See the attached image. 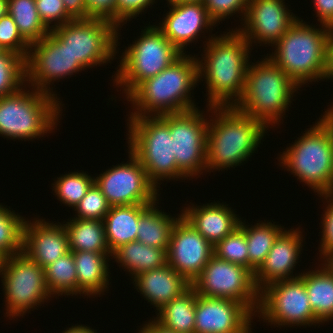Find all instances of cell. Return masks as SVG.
<instances>
[{"label": "cell", "instance_id": "obj_11", "mask_svg": "<svg viewBox=\"0 0 333 333\" xmlns=\"http://www.w3.org/2000/svg\"><path fill=\"white\" fill-rule=\"evenodd\" d=\"M117 29L109 20L89 18L75 19L50 31L62 43H66L72 57L87 70L117 59L121 32Z\"/></svg>", "mask_w": 333, "mask_h": 333}, {"label": "cell", "instance_id": "obj_1", "mask_svg": "<svg viewBox=\"0 0 333 333\" xmlns=\"http://www.w3.org/2000/svg\"><path fill=\"white\" fill-rule=\"evenodd\" d=\"M231 30L209 35L205 54L197 58L198 82L205 79L209 107L234 106L243 96L252 49L237 27Z\"/></svg>", "mask_w": 333, "mask_h": 333}, {"label": "cell", "instance_id": "obj_5", "mask_svg": "<svg viewBox=\"0 0 333 333\" xmlns=\"http://www.w3.org/2000/svg\"><path fill=\"white\" fill-rule=\"evenodd\" d=\"M303 21L298 18L272 46L274 52L269 56L267 54V57L300 87L306 83L327 80L326 51L329 27L319 24L318 28Z\"/></svg>", "mask_w": 333, "mask_h": 333}, {"label": "cell", "instance_id": "obj_19", "mask_svg": "<svg viewBox=\"0 0 333 333\" xmlns=\"http://www.w3.org/2000/svg\"><path fill=\"white\" fill-rule=\"evenodd\" d=\"M254 316L246 305L235 300L197 295L195 333H252Z\"/></svg>", "mask_w": 333, "mask_h": 333}, {"label": "cell", "instance_id": "obj_3", "mask_svg": "<svg viewBox=\"0 0 333 333\" xmlns=\"http://www.w3.org/2000/svg\"><path fill=\"white\" fill-rule=\"evenodd\" d=\"M197 57L184 53L159 74L140 83L126 97L133 108L129 115L160 116L199 108L190 92L199 83Z\"/></svg>", "mask_w": 333, "mask_h": 333}, {"label": "cell", "instance_id": "obj_42", "mask_svg": "<svg viewBox=\"0 0 333 333\" xmlns=\"http://www.w3.org/2000/svg\"><path fill=\"white\" fill-rule=\"evenodd\" d=\"M37 11L44 25L53 30L73 19L66 13L62 0H35ZM54 24V25H52ZM51 25V26H50Z\"/></svg>", "mask_w": 333, "mask_h": 333}, {"label": "cell", "instance_id": "obj_2", "mask_svg": "<svg viewBox=\"0 0 333 333\" xmlns=\"http://www.w3.org/2000/svg\"><path fill=\"white\" fill-rule=\"evenodd\" d=\"M206 107L212 118L207 130V172L241 166L264 141L268 128L234 106Z\"/></svg>", "mask_w": 333, "mask_h": 333}, {"label": "cell", "instance_id": "obj_53", "mask_svg": "<svg viewBox=\"0 0 333 333\" xmlns=\"http://www.w3.org/2000/svg\"><path fill=\"white\" fill-rule=\"evenodd\" d=\"M8 0H0V18L7 14Z\"/></svg>", "mask_w": 333, "mask_h": 333}, {"label": "cell", "instance_id": "obj_49", "mask_svg": "<svg viewBox=\"0 0 333 333\" xmlns=\"http://www.w3.org/2000/svg\"><path fill=\"white\" fill-rule=\"evenodd\" d=\"M137 333H177L174 330L160 324L154 317L141 326Z\"/></svg>", "mask_w": 333, "mask_h": 333}, {"label": "cell", "instance_id": "obj_12", "mask_svg": "<svg viewBox=\"0 0 333 333\" xmlns=\"http://www.w3.org/2000/svg\"><path fill=\"white\" fill-rule=\"evenodd\" d=\"M257 316L268 325L279 328L322 324L314 316L301 277L276 281L263 287L259 291Z\"/></svg>", "mask_w": 333, "mask_h": 333}, {"label": "cell", "instance_id": "obj_43", "mask_svg": "<svg viewBox=\"0 0 333 333\" xmlns=\"http://www.w3.org/2000/svg\"><path fill=\"white\" fill-rule=\"evenodd\" d=\"M319 197L325 199L326 205L325 210L322 213L323 217L321 220V242L320 247L318 248L320 254L319 256L322 259L326 254L333 251V191L320 194ZM324 197V198H323Z\"/></svg>", "mask_w": 333, "mask_h": 333}, {"label": "cell", "instance_id": "obj_7", "mask_svg": "<svg viewBox=\"0 0 333 333\" xmlns=\"http://www.w3.org/2000/svg\"><path fill=\"white\" fill-rule=\"evenodd\" d=\"M29 89L24 85L15 94L0 97L1 137L31 141L57 129L64 104L45 92Z\"/></svg>", "mask_w": 333, "mask_h": 333}, {"label": "cell", "instance_id": "obj_17", "mask_svg": "<svg viewBox=\"0 0 333 333\" xmlns=\"http://www.w3.org/2000/svg\"><path fill=\"white\" fill-rule=\"evenodd\" d=\"M213 255L214 246L181 216L171 232L167 264L192 284Z\"/></svg>", "mask_w": 333, "mask_h": 333}, {"label": "cell", "instance_id": "obj_28", "mask_svg": "<svg viewBox=\"0 0 333 333\" xmlns=\"http://www.w3.org/2000/svg\"><path fill=\"white\" fill-rule=\"evenodd\" d=\"M120 266L135 277L137 274L159 269L167 264V251L150 247L140 241L129 242L116 249L111 256Z\"/></svg>", "mask_w": 333, "mask_h": 333}, {"label": "cell", "instance_id": "obj_37", "mask_svg": "<svg viewBox=\"0 0 333 333\" xmlns=\"http://www.w3.org/2000/svg\"><path fill=\"white\" fill-rule=\"evenodd\" d=\"M54 181L52 183V191L54 190L56 199L62 202L64 206L74 209L94 183V176L91 177V175L83 171H74L63 174Z\"/></svg>", "mask_w": 333, "mask_h": 333}, {"label": "cell", "instance_id": "obj_36", "mask_svg": "<svg viewBox=\"0 0 333 333\" xmlns=\"http://www.w3.org/2000/svg\"><path fill=\"white\" fill-rule=\"evenodd\" d=\"M26 83V59L18 53H0V97L18 92Z\"/></svg>", "mask_w": 333, "mask_h": 333}, {"label": "cell", "instance_id": "obj_52", "mask_svg": "<svg viewBox=\"0 0 333 333\" xmlns=\"http://www.w3.org/2000/svg\"><path fill=\"white\" fill-rule=\"evenodd\" d=\"M323 260V261H322ZM322 265H324L333 274V251L326 254L322 259Z\"/></svg>", "mask_w": 333, "mask_h": 333}, {"label": "cell", "instance_id": "obj_55", "mask_svg": "<svg viewBox=\"0 0 333 333\" xmlns=\"http://www.w3.org/2000/svg\"><path fill=\"white\" fill-rule=\"evenodd\" d=\"M3 260H4V256L0 253V271L2 269Z\"/></svg>", "mask_w": 333, "mask_h": 333}, {"label": "cell", "instance_id": "obj_6", "mask_svg": "<svg viewBox=\"0 0 333 333\" xmlns=\"http://www.w3.org/2000/svg\"><path fill=\"white\" fill-rule=\"evenodd\" d=\"M316 121L278 155V162L318 196L333 191V131L321 118Z\"/></svg>", "mask_w": 333, "mask_h": 333}, {"label": "cell", "instance_id": "obj_14", "mask_svg": "<svg viewBox=\"0 0 333 333\" xmlns=\"http://www.w3.org/2000/svg\"><path fill=\"white\" fill-rule=\"evenodd\" d=\"M191 286L197 295L209 298H227L246 305L256 314L259 290L254 273L241 265L213 255Z\"/></svg>", "mask_w": 333, "mask_h": 333}, {"label": "cell", "instance_id": "obj_32", "mask_svg": "<svg viewBox=\"0 0 333 333\" xmlns=\"http://www.w3.org/2000/svg\"><path fill=\"white\" fill-rule=\"evenodd\" d=\"M241 218L239 227L244 231L249 255V269L254 273L264 262L284 226L264 220L254 225H247Z\"/></svg>", "mask_w": 333, "mask_h": 333}, {"label": "cell", "instance_id": "obj_16", "mask_svg": "<svg viewBox=\"0 0 333 333\" xmlns=\"http://www.w3.org/2000/svg\"><path fill=\"white\" fill-rule=\"evenodd\" d=\"M129 160L116 164L97 177L94 183L110 206L152 204L160 200L159 190L149 179L137 157L128 150Z\"/></svg>", "mask_w": 333, "mask_h": 333}, {"label": "cell", "instance_id": "obj_54", "mask_svg": "<svg viewBox=\"0 0 333 333\" xmlns=\"http://www.w3.org/2000/svg\"><path fill=\"white\" fill-rule=\"evenodd\" d=\"M167 3L203 2V0H166Z\"/></svg>", "mask_w": 333, "mask_h": 333}, {"label": "cell", "instance_id": "obj_46", "mask_svg": "<svg viewBox=\"0 0 333 333\" xmlns=\"http://www.w3.org/2000/svg\"><path fill=\"white\" fill-rule=\"evenodd\" d=\"M313 4L320 25L333 27V0H313Z\"/></svg>", "mask_w": 333, "mask_h": 333}, {"label": "cell", "instance_id": "obj_33", "mask_svg": "<svg viewBox=\"0 0 333 333\" xmlns=\"http://www.w3.org/2000/svg\"><path fill=\"white\" fill-rule=\"evenodd\" d=\"M7 11L29 44L40 41L50 32L39 16L35 0H8Z\"/></svg>", "mask_w": 333, "mask_h": 333}, {"label": "cell", "instance_id": "obj_29", "mask_svg": "<svg viewBox=\"0 0 333 333\" xmlns=\"http://www.w3.org/2000/svg\"><path fill=\"white\" fill-rule=\"evenodd\" d=\"M158 200L150 204L138 222L137 241L154 248L168 251L172 229L182 213L175 218L159 210Z\"/></svg>", "mask_w": 333, "mask_h": 333}, {"label": "cell", "instance_id": "obj_23", "mask_svg": "<svg viewBox=\"0 0 333 333\" xmlns=\"http://www.w3.org/2000/svg\"><path fill=\"white\" fill-rule=\"evenodd\" d=\"M191 205L181 210L182 216L213 246L239 227L241 217L226 202Z\"/></svg>", "mask_w": 333, "mask_h": 333}, {"label": "cell", "instance_id": "obj_48", "mask_svg": "<svg viewBox=\"0 0 333 333\" xmlns=\"http://www.w3.org/2000/svg\"><path fill=\"white\" fill-rule=\"evenodd\" d=\"M327 80H333V27L329 28L326 51Z\"/></svg>", "mask_w": 333, "mask_h": 333}, {"label": "cell", "instance_id": "obj_15", "mask_svg": "<svg viewBox=\"0 0 333 333\" xmlns=\"http://www.w3.org/2000/svg\"><path fill=\"white\" fill-rule=\"evenodd\" d=\"M85 69L51 31L40 41L30 44L26 59V85L60 98L50 86ZM31 84V85H30Z\"/></svg>", "mask_w": 333, "mask_h": 333}, {"label": "cell", "instance_id": "obj_25", "mask_svg": "<svg viewBox=\"0 0 333 333\" xmlns=\"http://www.w3.org/2000/svg\"><path fill=\"white\" fill-rule=\"evenodd\" d=\"M77 275V296H100L108 290L111 279L109 260L112 253L71 251ZM107 288V289H106ZM91 295V296H90Z\"/></svg>", "mask_w": 333, "mask_h": 333}, {"label": "cell", "instance_id": "obj_35", "mask_svg": "<svg viewBox=\"0 0 333 333\" xmlns=\"http://www.w3.org/2000/svg\"><path fill=\"white\" fill-rule=\"evenodd\" d=\"M24 218L0 204V253L4 257L23 251Z\"/></svg>", "mask_w": 333, "mask_h": 333}, {"label": "cell", "instance_id": "obj_10", "mask_svg": "<svg viewBox=\"0 0 333 333\" xmlns=\"http://www.w3.org/2000/svg\"><path fill=\"white\" fill-rule=\"evenodd\" d=\"M0 276L6 317L10 320L23 317L52 298L45 283L44 268L23 251L4 257Z\"/></svg>", "mask_w": 333, "mask_h": 333}, {"label": "cell", "instance_id": "obj_39", "mask_svg": "<svg viewBox=\"0 0 333 333\" xmlns=\"http://www.w3.org/2000/svg\"><path fill=\"white\" fill-rule=\"evenodd\" d=\"M110 207L102 191L93 183L86 195L75 206L74 211L76 212L73 218L103 221Z\"/></svg>", "mask_w": 333, "mask_h": 333}, {"label": "cell", "instance_id": "obj_51", "mask_svg": "<svg viewBox=\"0 0 333 333\" xmlns=\"http://www.w3.org/2000/svg\"><path fill=\"white\" fill-rule=\"evenodd\" d=\"M321 119L330 127L333 131V104L326 109L323 115L320 116Z\"/></svg>", "mask_w": 333, "mask_h": 333}, {"label": "cell", "instance_id": "obj_41", "mask_svg": "<svg viewBox=\"0 0 333 333\" xmlns=\"http://www.w3.org/2000/svg\"><path fill=\"white\" fill-rule=\"evenodd\" d=\"M250 0H203V5L212 21L217 24L229 19L236 13L240 14L242 23L245 19ZM230 16V17H229Z\"/></svg>", "mask_w": 333, "mask_h": 333}, {"label": "cell", "instance_id": "obj_38", "mask_svg": "<svg viewBox=\"0 0 333 333\" xmlns=\"http://www.w3.org/2000/svg\"><path fill=\"white\" fill-rule=\"evenodd\" d=\"M218 258L249 269V255L244 231L238 227L214 246Z\"/></svg>", "mask_w": 333, "mask_h": 333}, {"label": "cell", "instance_id": "obj_4", "mask_svg": "<svg viewBox=\"0 0 333 333\" xmlns=\"http://www.w3.org/2000/svg\"><path fill=\"white\" fill-rule=\"evenodd\" d=\"M260 60L249 63L243 96L234 107L269 129L281 124L301 87L267 56Z\"/></svg>", "mask_w": 333, "mask_h": 333}, {"label": "cell", "instance_id": "obj_13", "mask_svg": "<svg viewBox=\"0 0 333 333\" xmlns=\"http://www.w3.org/2000/svg\"><path fill=\"white\" fill-rule=\"evenodd\" d=\"M204 114L202 110L196 108L182 113L160 115L169 125L177 168L187 179L189 177V180L207 172L206 145L209 118Z\"/></svg>", "mask_w": 333, "mask_h": 333}, {"label": "cell", "instance_id": "obj_30", "mask_svg": "<svg viewBox=\"0 0 333 333\" xmlns=\"http://www.w3.org/2000/svg\"><path fill=\"white\" fill-rule=\"evenodd\" d=\"M64 226L70 251L111 253L106 241L104 221L70 218Z\"/></svg>", "mask_w": 333, "mask_h": 333}, {"label": "cell", "instance_id": "obj_47", "mask_svg": "<svg viewBox=\"0 0 333 333\" xmlns=\"http://www.w3.org/2000/svg\"><path fill=\"white\" fill-rule=\"evenodd\" d=\"M66 13L73 19H89L85 0H62Z\"/></svg>", "mask_w": 333, "mask_h": 333}, {"label": "cell", "instance_id": "obj_44", "mask_svg": "<svg viewBox=\"0 0 333 333\" xmlns=\"http://www.w3.org/2000/svg\"><path fill=\"white\" fill-rule=\"evenodd\" d=\"M154 3H156L155 0H116L117 31H119L127 21L133 18L136 19L137 16L139 17V14L141 15L143 12L147 11V8H150Z\"/></svg>", "mask_w": 333, "mask_h": 333}, {"label": "cell", "instance_id": "obj_26", "mask_svg": "<svg viewBox=\"0 0 333 333\" xmlns=\"http://www.w3.org/2000/svg\"><path fill=\"white\" fill-rule=\"evenodd\" d=\"M150 204L111 206L105 215L106 241L110 252L137 240L138 222Z\"/></svg>", "mask_w": 333, "mask_h": 333}, {"label": "cell", "instance_id": "obj_40", "mask_svg": "<svg viewBox=\"0 0 333 333\" xmlns=\"http://www.w3.org/2000/svg\"><path fill=\"white\" fill-rule=\"evenodd\" d=\"M0 47L3 51L20 54L27 59L30 44L19 33L13 18L7 13L0 18Z\"/></svg>", "mask_w": 333, "mask_h": 333}, {"label": "cell", "instance_id": "obj_50", "mask_svg": "<svg viewBox=\"0 0 333 333\" xmlns=\"http://www.w3.org/2000/svg\"><path fill=\"white\" fill-rule=\"evenodd\" d=\"M95 329H92V327H88L86 325H72L71 327L67 328L66 330H64L62 333H97Z\"/></svg>", "mask_w": 333, "mask_h": 333}, {"label": "cell", "instance_id": "obj_9", "mask_svg": "<svg viewBox=\"0 0 333 333\" xmlns=\"http://www.w3.org/2000/svg\"><path fill=\"white\" fill-rule=\"evenodd\" d=\"M141 32L125 48L116 74L111 77L113 84L124 91L125 98L140 83L159 74L183 54L156 25L149 24Z\"/></svg>", "mask_w": 333, "mask_h": 333}, {"label": "cell", "instance_id": "obj_31", "mask_svg": "<svg viewBox=\"0 0 333 333\" xmlns=\"http://www.w3.org/2000/svg\"><path fill=\"white\" fill-rule=\"evenodd\" d=\"M196 301L197 293L190 286L180 296L160 308L155 319L177 333H195Z\"/></svg>", "mask_w": 333, "mask_h": 333}, {"label": "cell", "instance_id": "obj_20", "mask_svg": "<svg viewBox=\"0 0 333 333\" xmlns=\"http://www.w3.org/2000/svg\"><path fill=\"white\" fill-rule=\"evenodd\" d=\"M167 5L170 6V11L166 12L157 27L183 54L186 53L185 48L190 47V43L196 42L204 31L210 33L213 30L212 26L216 27L202 2L167 3Z\"/></svg>", "mask_w": 333, "mask_h": 333}, {"label": "cell", "instance_id": "obj_8", "mask_svg": "<svg viewBox=\"0 0 333 333\" xmlns=\"http://www.w3.org/2000/svg\"><path fill=\"white\" fill-rule=\"evenodd\" d=\"M127 120V147L142 164L148 179L157 188L160 181L185 180L187 177L177 168L169 125L160 116L128 115Z\"/></svg>", "mask_w": 333, "mask_h": 333}, {"label": "cell", "instance_id": "obj_22", "mask_svg": "<svg viewBox=\"0 0 333 333\" xmlns=\"http://www.w3.org/2000/svg\"><path fill=\"white\" fill-rule=\"evenodd\" d=\"M49 222L35 217L23 225V252L43 268L70 251L65 221Z\"/></svg>", "mask_w": 333, "mask_h": 333}, {"label": "cell", "instance_id": "obj_18", "mask_svg": "<svg viewBox=\"0 0 333 333\" xmlns=\"http://www.w3.org/2000/svg\"><path fill=\"white\" fill-rule=\"evenodd\" d=\"M285 0H250L244 22L237 29L252 46H273L298 20ZM262 44V45H261Z\"/></svg>", "mask_w": 333, "mask_h": 333}, {"label": "cell", "instance_id": "obj_24", "mask_svg": "<svg viewBox=\"0 0 333 333\" xmlns=\"http://www.w3.org/2000/svg\"><path fill=\"white\" fill-rule=\"evenodd\" d=\"M132 280L140 295L156 307L157 311L191 286V283L169 264L139 273Z\"/></svg>", "mask_w": 333, "mask_h": 333}, {"label": "cell", "instance_id": "obj_21", "mask_svg": "<svg viewBox=\"0 0 333 333\" xmlns=\"http://www.w3.org/2000/svg\"><path fill=\"white\" fill-rule=\"evenodd\" d=\"M304 231L300 226L285 229L276 239L266 259L254 272L255 285L260 291L266 285L273 282L300 277L301 273L293 275L294 267L302 254ZM292 274V275H291Z\"/></svg>", "mask_w": 333, "mask_h": 333}, {"label": "cell", "instance_id": "obj_27", "mask_svg": "<svg viewBox=\"0 0 333 333\" xmlns=\"http://www.w3.org/2000/svg\"><path fill=\"white\" fill-rule=\"evenodd\" d=\"M300 277L304 282L314 316L322 324L332 321L333 274L321 263L315 270L304 271Z\"/></svg>", "mask_w": 333, "mask_h": 333}, {"label": "cell", "instance_id": "obj_45", "mask_svg": "<svg viewBox=\"0 0 333 333\" xmlns=\"http://www.w3.org/2000/svg\"><path fill=\"white\" fill-rule=\"evenodd\" d=\"M90 18L106 19L116 25V0H85Z\"/></svg>", "mask_w": 333, "mask_h": 333}, {"label": "cell", "instance_id": "obj_34", "mask_svg": "<svg viewBox=\"0 0 333 333\" xmlns=\"http://www.w3.org/2000/svg\"><path fill=\"white\" fill-rule=\"evenodd\" d=\"M45 283L53 298L77 295V275L71 251L44 268Z\"/></svg>", "mask_w": 333, "mask_h": 333}]
</instances>
